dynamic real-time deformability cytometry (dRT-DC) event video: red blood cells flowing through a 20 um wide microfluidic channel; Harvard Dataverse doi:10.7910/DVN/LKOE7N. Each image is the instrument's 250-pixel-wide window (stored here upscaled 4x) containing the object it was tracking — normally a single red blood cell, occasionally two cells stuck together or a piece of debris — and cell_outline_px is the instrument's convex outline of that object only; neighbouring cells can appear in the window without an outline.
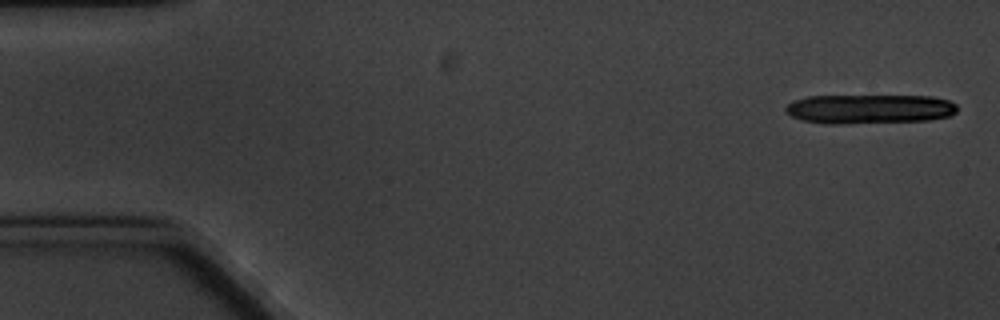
{"species": "common noctule bat (a hibernating species)", "species_latin": "Nyctalus noctula", "temperature_condition": "cold", "stored_images_in_passage": 8, "camera_frame_rate_fps": 3000, "um_per_image_px": 0.085, "animal": {"sex": "male", "body_mass_g": 20.1, "forearm_length_mm": 53.5}, "frame": {"image": 1, "passage_image": 1, "time_ms": 0.0, "image_size_px": [1000, 320], "cell_outline_px": [[956, 112], [948, 116], [928, 120], [836, 124], [832, 124], [804, 120], [792, 116], [784, 112], [784, 108], [792, 100], [808, 96], [932, 96], [948, 100], [956, 104]], "centroid_in_image_um": [73.87, 9.25], "position_along_channel_um": 11.1, "area_um2": 29.25}}
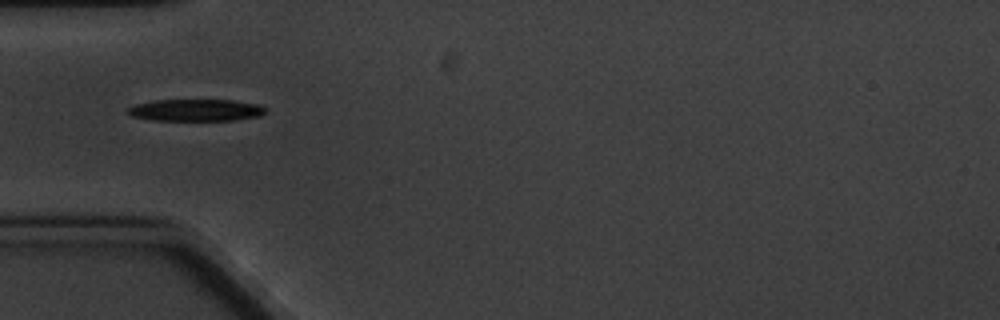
{"frame": {"image": 2, "passage_image": 6, "time_ms": 5.667, "image_size_px": [1000, 320], "cell_outline_px": [[264, 112], [260, 116], [236, 120], [152, 120], [132, 116], [124, 112], [128, 108], [136, 104], [156, 100], [232, 100], [260, 104], [264, 108]], "centroid_in_image_um": [16.63, 9.36], "position_along_channel_um": 68.4, "area_um2": 17.57}}
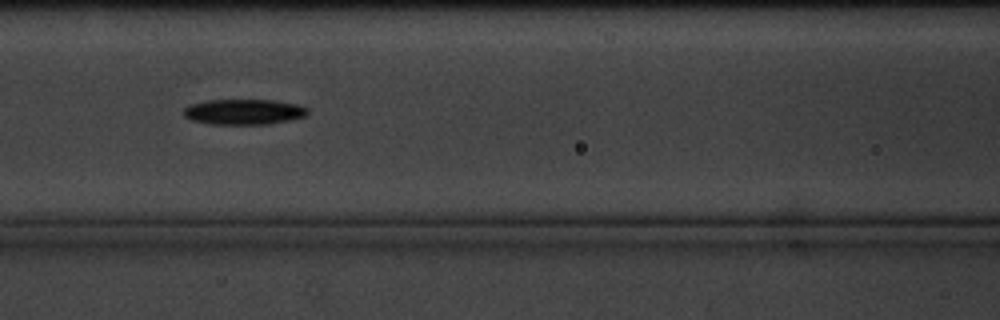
{"frame": {"image": 3, "passage_image": 8, "time_ms": 8.0, "image_size_px": [1000, 320], "cell_outline_px": [[308, 116], [268, 124], [208, 124], [192, 120], [184, 116], [184, 108], [188, 104], [208, 100], [276, 100], [300, 104], [308, 108]], "centroid_in_image_um": [20.75, 9.5], "position_along_channel_um": 145.9, "area_um2": 18.61}}